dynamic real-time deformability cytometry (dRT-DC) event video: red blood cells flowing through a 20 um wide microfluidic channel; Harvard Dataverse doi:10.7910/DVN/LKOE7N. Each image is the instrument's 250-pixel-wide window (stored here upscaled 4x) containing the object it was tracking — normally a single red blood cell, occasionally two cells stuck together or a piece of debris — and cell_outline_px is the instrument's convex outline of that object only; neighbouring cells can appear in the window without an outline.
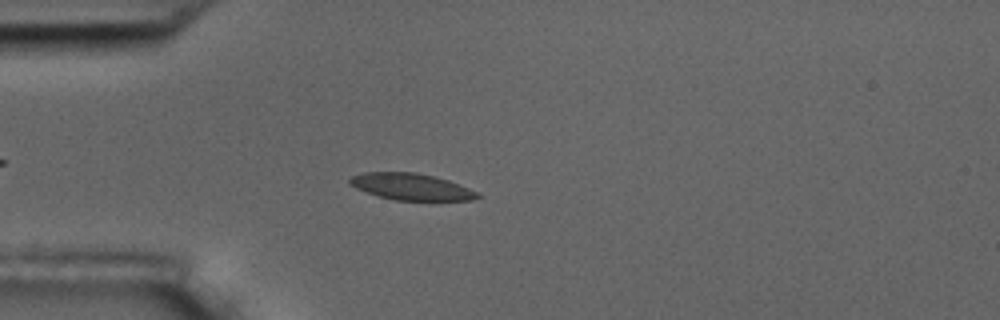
{"species": "common noctule bat (a hibernating species)", "species_latin": "Nyctalus noctula", "temperature_condition": "room temperature", "stored_images_in_passage": 4, "camera_frame_rate_fps": 3000, "um_per_image_px": 0.085, "animal": {"sex": "male", "body_mass_g": 17.5, "forearm_length_mm": 52.3}, "frame": {"image": 1, "passage_image": 4, "time_ms": 3.333, "image_size_px": [1000, 320], "cell_outline_px": [[480, 196], [472, 200], [396, 200], [380, 196], [356, 188], [348, 184], [348, 180], [352, 176], [364, 172], [416, 172], [448, 180], [468, 188], [476, 192]], "centroid_in_image_um": [34.91, 15.86], "position_along_channel_um": 50.1, "area_um2": 19.48}}